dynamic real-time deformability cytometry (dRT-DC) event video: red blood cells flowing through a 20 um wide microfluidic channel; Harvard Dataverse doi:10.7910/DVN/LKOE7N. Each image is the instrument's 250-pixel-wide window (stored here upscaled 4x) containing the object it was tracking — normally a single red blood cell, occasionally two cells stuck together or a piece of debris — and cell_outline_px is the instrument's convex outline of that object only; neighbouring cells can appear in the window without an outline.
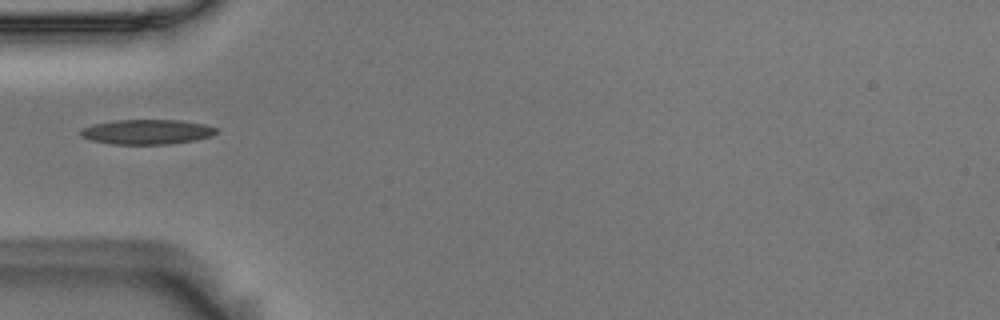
{"species": "Egyptian fruit bat (a non-hibernating species)", "species_latin": "Rousettus aegyptiacus", "temperature_condition": "room temperature", "stored_images_in_passage": 35, "camera_frame_rate_fps": 3000, "um_per_image_px": 0.085, "animal": {"sex": "male"}, "frame": {"image": 1, "passage_image": 1, "time_ms": 0.0, "image_size_px": [1000, 320], "cell_outline_px": [[216, 132], [212, 136], [192, 140], [168, 144], [112, 144], [92, 140], [80, 136], [80, 128], [92, 124], [116, 120], [180, 120], [204, 124], [216, 128]], "centroid_in_image_um": [12.44, 11.2], "position_along_channel_um": 72.6, "area_um2": 19.54}}
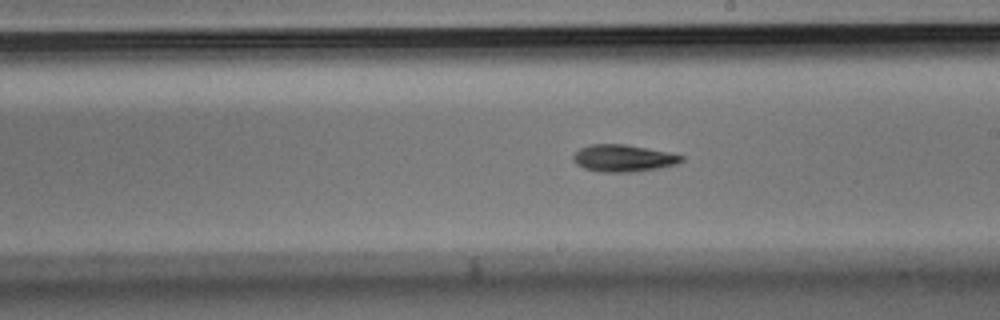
{"frame": {"image": 2, "passage_image": 11, "time_ms": 3.333, "image_size_px": [1000, 320], "cell_outline_px": [[684, 160], [676, 164], [660, 168], [632, 172], [600, 172], [584, 168], [576, 164], [572, 160], [572, 156], [580, 148], [592, 144], [624, 144], [668, 152], [684, 156]], "centroid_in_image_um": [52.97, 13.45], "position_along_channel_um": 236.0, "area_um2": 17.05}}
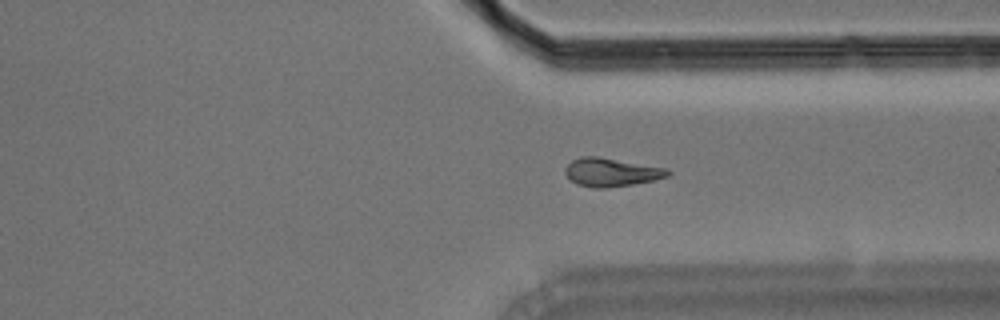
{"frame": {"image": 3, "passage_image": 21, "time_ms": 6.667, "image_size_px": [1000, 320], "cell_outline_px": [[672, 172], [668, 176], [652, 180], [632, 184], [604, 188], [596, 188], [576, 184], [564, 172], [564, 168], [572, 160], [580, 156], [596, 156], [668, 168]], "centroid_in_image_um": [51.95, 14.63], "position_along_channel_um": 359.4, "area_um2": 16.88}}